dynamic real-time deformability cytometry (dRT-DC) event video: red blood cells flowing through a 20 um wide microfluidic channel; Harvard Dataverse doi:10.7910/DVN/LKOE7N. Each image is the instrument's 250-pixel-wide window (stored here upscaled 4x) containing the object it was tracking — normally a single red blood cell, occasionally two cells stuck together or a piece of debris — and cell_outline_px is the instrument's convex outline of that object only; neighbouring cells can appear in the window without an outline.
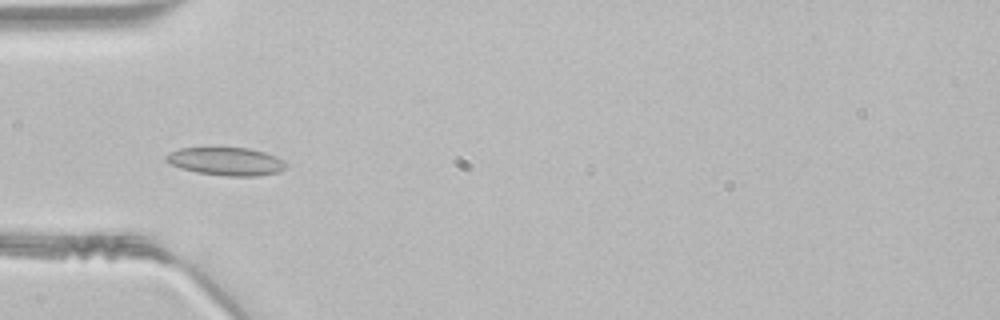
{"species": "common noctule bat (a hibernating species)", "species_latin": "Nyctalus noctula", "temperature_condition": "room temperature", "stored_images_in_passage": 44, "segment_of_instrument_passage": [1, 2], "camera_frame_rate_fps": 3000, "um_per_image_px": 0.085, "animal": {"sex": "male", "body_mass_g": 21.5, "forearm_length_mm": 52.0}, "frame": {"image": 1, "passage_image": 11, "time_ms": 3.333, "image_size_px": [1000, 320], "cell_outline_px": [[288, 168], [280, 172], [256, 176], [228, 176], [196, 172], [180, 168], [164, 160], [164, 156], [168, 152], [180, 148], [248, 148], [264, 152], [276, 156], [284, 160], [288, 164]], "centroid_in_image_um": [19.25, 13.72], "position_along_channel_um": 65.8, "area_um2": 19.77}}
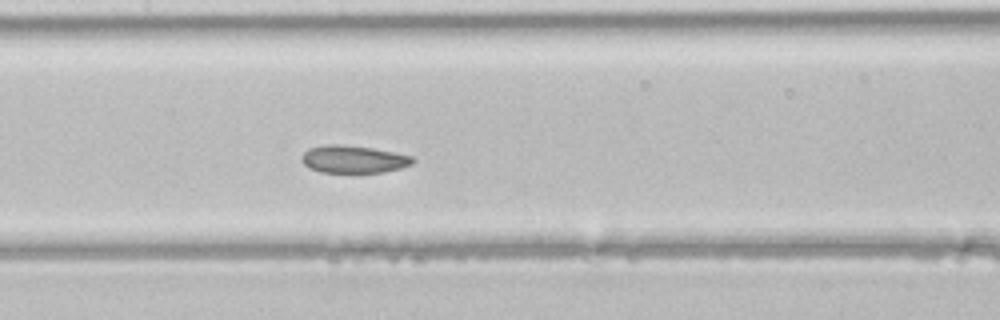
{"frame": {"image": 2, "passage_image": 19, "time_ms": 6.0, "image_size_px": [1000, 320], "cell_outline_px": [[416, 160], [412, 164], [400, 168], [384, 172], [320, 172], [308, 168], [300, 160], [300, 156], [308, 148], [324, 144], [340, 144], [372, 148], [412, 156]], "centroid_in_image_um": [29.99, 13.53], "position_along_channel_um": 177.4, "area_um2": 17.92}}
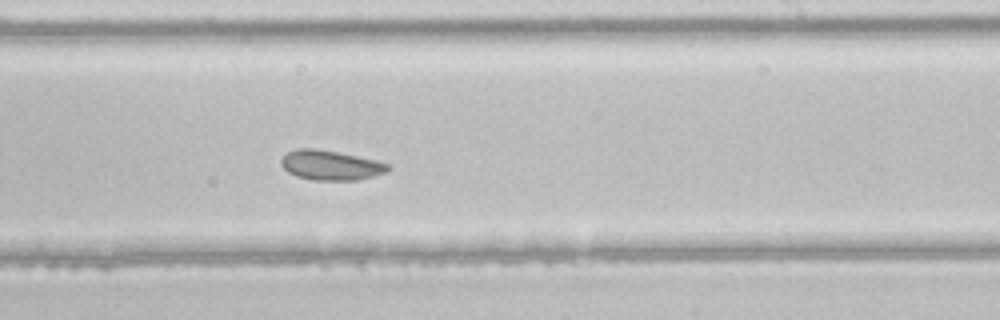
{"frame": {"image": 3, "passage_image": 25, "time_ms": 8.0, "image_size_px": [1000, 320], "cell_outline_px": [[392, 168], [388, 172], [356, 180], [312, 180], [296, 176], [288, 172], [280, 164], [280, 160], [288, 152], [296, 148], [316, 148], [340, 152], [376, 160], [388, 164]], "centroid_in_image_um": [28.11, 14.03], "position_along_channel_um": 260.9, "area_um2": 18.67}}